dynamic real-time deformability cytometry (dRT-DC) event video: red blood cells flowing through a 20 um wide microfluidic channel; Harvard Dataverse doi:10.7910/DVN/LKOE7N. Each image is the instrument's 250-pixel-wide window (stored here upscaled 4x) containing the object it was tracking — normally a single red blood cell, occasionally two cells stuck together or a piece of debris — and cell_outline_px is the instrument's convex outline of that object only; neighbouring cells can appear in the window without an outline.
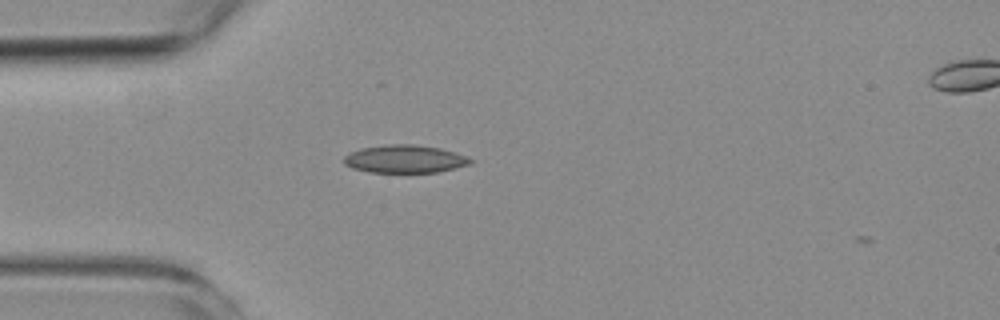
{"species": "common noctule bat (a hibernating species)", "species_latin": "Nyctalus noctula", "temperature_condition": "room temperature", "stored_images_in_passage": 2, "segment_of_instrument_passage": [1, 2], "camera_frame_rate_fps": 3000, "um_per_image_px": 0.085, "animal": {"sex": "female", "body_mass_g": 19.3, "forearm_length_mm": 54.1}, "frame": {"image": 1, "passage_image": 1, "time_ms": 0.0, "image_size_px": [1000, 320], "cell_outline_px": [[476, 160], [472, 164], [436, 172], [368, 172], [352, 168], [344, 164], [344, 156], [348, 152], [360, 148], [388, 144], [416, 144], [440, 148], [468, 156]], "centroid_in_image_um": [34.42, 13.5], "position_along_channel_um": 50.6, "area_um2": 20.81}}